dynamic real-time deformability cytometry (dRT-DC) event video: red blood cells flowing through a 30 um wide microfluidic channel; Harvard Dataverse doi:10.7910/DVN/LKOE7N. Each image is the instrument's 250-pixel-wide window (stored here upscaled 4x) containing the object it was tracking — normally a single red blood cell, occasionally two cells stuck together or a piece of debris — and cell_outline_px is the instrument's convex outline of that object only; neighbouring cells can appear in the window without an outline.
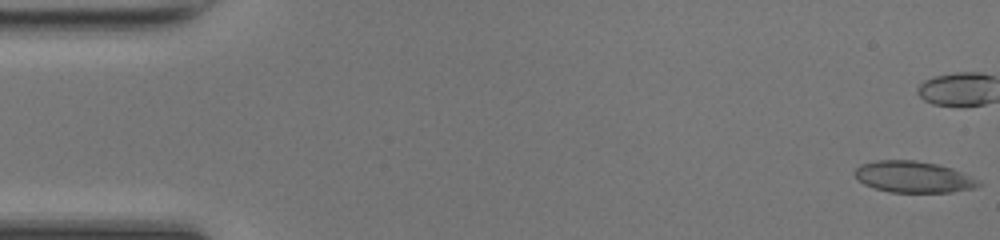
{"species": "common noctule bat (a hibernating species)", "species_latin": "Nyctalus noctula", "temperature_condition": "room temperature", "stored_images_in_passage": 38, "camera_frame_rate_fps": 3000, "um_per_image_px": 0.085, "animal": {"sex": "female", "body_mass_g": 17.0, "forearm_length_mm": 48.0}, "frame": {"image": 1, "passage_image": 1, "time_ms": 0.0, "image_size_px": [1000, 240], "cell_outline_px": [[984, 184], [976, 188], [952, 192], [892, 192], [876, 188], [864, 184], [852, 172], [860, 164], [876, 160], [916, 160], [936, 164], [952, 168], [972, 176]], "centroid_in_image_um": [77.67, 15.03], "position_along_channel_um": 7.3, "area_um2": 22.72}}